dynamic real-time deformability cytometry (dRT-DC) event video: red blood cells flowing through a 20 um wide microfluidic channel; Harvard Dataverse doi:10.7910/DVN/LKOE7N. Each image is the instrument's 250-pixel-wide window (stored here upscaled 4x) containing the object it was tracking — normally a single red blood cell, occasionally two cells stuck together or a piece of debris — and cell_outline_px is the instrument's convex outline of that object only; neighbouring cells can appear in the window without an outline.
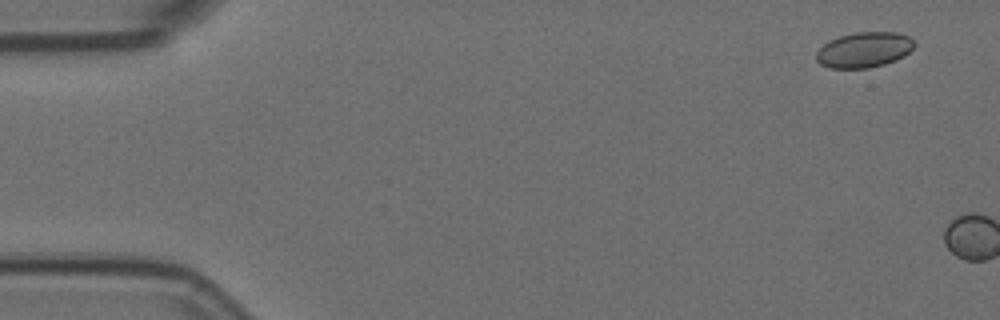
{"species": "Egyptian fruit bat (a non-hibernating species)", "species_latin": "Rousettus aegyptiacus", "temperature_condition": "room temperature", "stored_images_in_passage": 2, "camera_frame_rate_fps": 3000, "um_per_image_px": 0.085, "animal": {"sex": "female"}, "frame": {"image": 1, "passage_image": 2, "time_ms": 0.333, "image_size_px": [1000, 320], "cell_outline_px": [[916, 44], [904, 56], [896, 60], [884, 64], [868, 68], [828, 68], [820, 64], [816, 60], [816, 52], [828, 40], [840, 36], [856, 32], [896, 32], [908, 36]], "centroid_in_image_um": [73.43, 4.24], "position_along_channel_um": 11.6, "area_um2": 20.23}}